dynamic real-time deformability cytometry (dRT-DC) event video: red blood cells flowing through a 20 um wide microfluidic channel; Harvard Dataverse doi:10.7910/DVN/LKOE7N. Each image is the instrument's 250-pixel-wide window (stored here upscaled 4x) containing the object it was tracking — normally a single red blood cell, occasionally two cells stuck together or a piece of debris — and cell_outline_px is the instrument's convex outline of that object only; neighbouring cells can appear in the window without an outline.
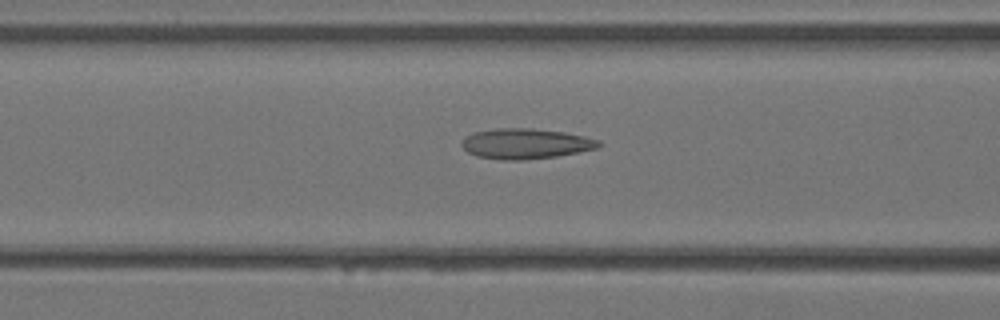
{"species": "Egyptian fruit bat (a non-hibernating species)", "species_latin": "Rousettus aegyptiacus", "temperature_condition": "warm", "stored_images_in_passage": 11, "camera_frame_rate_fps": 3000, "um_per_image_px": 0.085, "animal": {"sex": "female"}, "frame": {"image": 1, "passage_image": 10, "time_ms": 3.0, "image_size_px": [1000, 320], "cell_outline_px": [[604, 144], [596, 148], [556, 156], [524, 160], [500, 160], [476, 156], [468, 152], [460, 144], [472, 132], [496, 128], [532, 128], [564, 132], [584, 136], [600, 140]], "centroid_in_image_um": [44.68, 12.21], "position_along_channel_um": 121.9, "area_um2": 24.22}}